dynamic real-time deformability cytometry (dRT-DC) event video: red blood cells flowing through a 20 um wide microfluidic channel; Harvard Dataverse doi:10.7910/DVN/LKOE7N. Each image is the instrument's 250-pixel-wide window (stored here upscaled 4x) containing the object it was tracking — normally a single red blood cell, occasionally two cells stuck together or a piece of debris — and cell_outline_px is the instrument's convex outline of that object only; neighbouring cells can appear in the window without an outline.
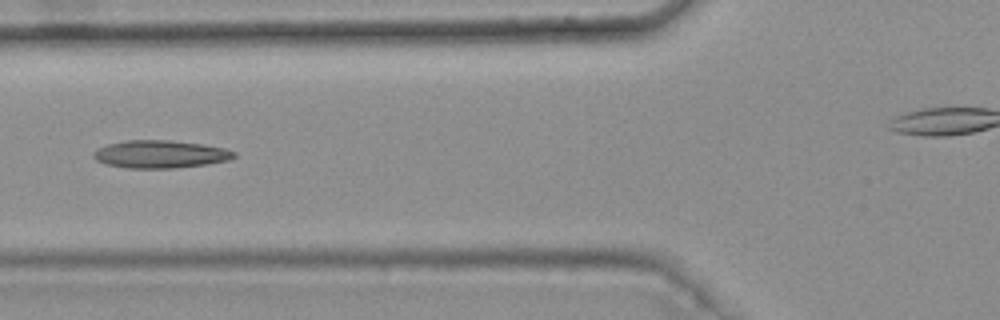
{"species": "common noctule bat (a hibernating species)", "species_latin": "Nyctalus noctula", "temperature_condition": "warm", "stored_images_in_passage": 7, "segment_of_instrument_passage": [1, 2], "camera_frame_rate_fps": 3000, "um_per_image_px": 0.085, "animal": {"sex": "female", "body_mass_g": 25.1}, "frame": {"image": 1, "passage_image": 6, "time_ms": 1.667, "image_size_px": [1000, 320], "cell_outline_px": [[236, 156], [228, 160], [208, 164], [172, 168], [128, 168], [108, 164], [96, 160], [92, 156], [92, 152], [108, 144], [128, 140], [168, 140], [200, 144], [224, 148], [236, 152]], "centroid_in_image_um": [13.63, 13.11], "position_along_channel_um": 112.2, "area_um2": 22.48}}